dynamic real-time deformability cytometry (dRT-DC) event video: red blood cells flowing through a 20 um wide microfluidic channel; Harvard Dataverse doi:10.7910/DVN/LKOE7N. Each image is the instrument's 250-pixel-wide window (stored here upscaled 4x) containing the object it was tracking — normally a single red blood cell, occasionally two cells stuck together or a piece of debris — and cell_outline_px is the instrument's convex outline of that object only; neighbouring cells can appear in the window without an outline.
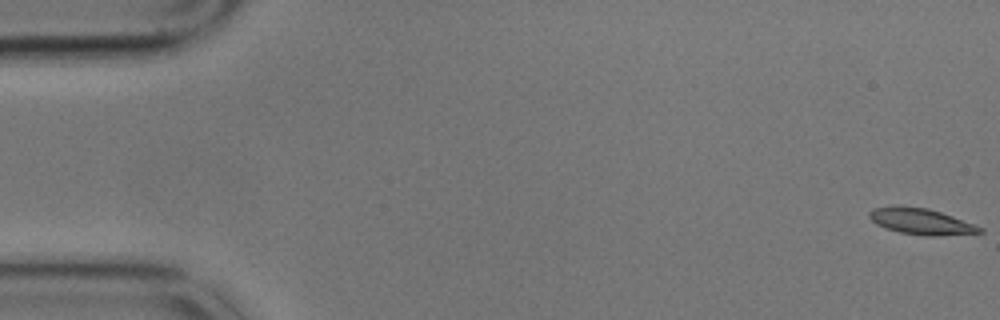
{"species": "common noctule bat (a hibernating species)", "species_latin": "Nyctalus noctula", "temperature_condition": "cold", "stored_images_in_passage": 12, "camera_frame_rate_fps": 3000, "um_per_image_px": 0.085, "animal": {"sex": "male", "body_mass_g": 17.9}, "frame": {"image": 1, "passage_image": 1, "time_ms": 0.0, "image_size_px": [1000, 320], "cell_outline_px": [[984, 232], [936, 236], [924, 236], [900, 232], [884, 228], [876, 224], [868, 216], [868, 212], [872, 208], [896, 204], [900, 204], [928, 208], [976, 224], [984, 228]], "centroid_in_image_um": [78.25, 18.8], "position_along_channel_um": 6.7, "area_um2": 17.22}}